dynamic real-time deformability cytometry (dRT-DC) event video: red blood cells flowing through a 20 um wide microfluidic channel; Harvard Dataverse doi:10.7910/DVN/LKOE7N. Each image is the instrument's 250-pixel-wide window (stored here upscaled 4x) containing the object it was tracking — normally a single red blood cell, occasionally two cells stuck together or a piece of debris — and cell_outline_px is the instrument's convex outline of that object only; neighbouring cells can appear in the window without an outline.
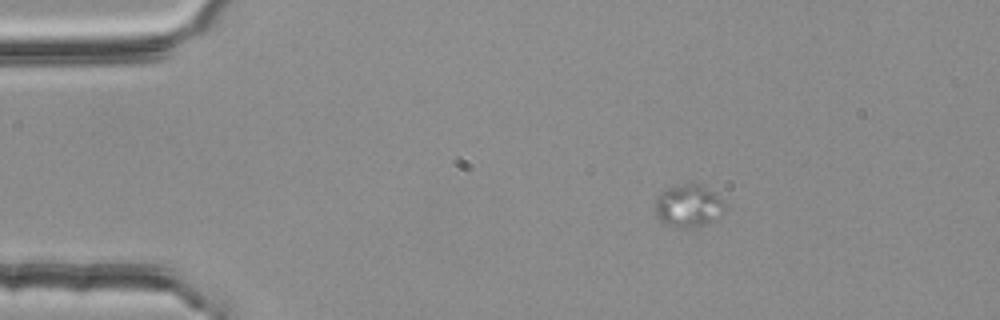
{"species": "common noctule bat (a hibernating species)", "species_latin": "Nyctalus noctula", "temperature_condition": "room temperature", "stored_images_in_passage": 5, "camera_frame_rate_fps": 3000, "um_per_image_px": 0.085, "animal": {"sex": "female", "body_mass_g": 25.1}, "frame": {"image": 1, "passage_image": 3, "time_ms": 0.667, "image_size_px": [1000, 320], "cell_outline_px": [[728, 208], [724, 216], [700, 224], [664, 224], [660, 220], [656, 212], [656, 196], [660, 192], [668, 188], [692, 180], [704, 188], [720, 200]], "centroid_in_image_um": [58.52, 17.42], "position_along_channel_um": 26.5, "area_um2": 16.53}}